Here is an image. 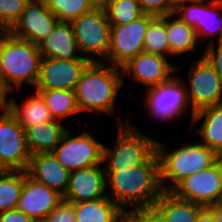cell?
Wrapping results in <instances>:
<instances>
[{
  "instance_id": "cell-37",
  "label": "cell",
  "mask_w": 222,
  "mask_h": 222,
  "mask_svg": "<svg viewBox=\"0 0 222 222\" xmlns=\"http://www.w3.org/2000/svg\"><path fill=\"white\" fill-rule=\"evenodd\" d=\"M0 222H37L20 210L12 209L0 213Z\"/></svg>"
},
{
  "instance_id": "cell-34",
  "label": "cell",
  "mask_w": 222,
  "mask_h": 222,
  "mask_svg": "<svg viewBox=\"0 0 222 222\" xmlns=\"http://www.w3.org/2000/svg\"><path fill=\"white\" fill-rule=\"evenodd\" d=\"M42 222H76L74 203L62 200Z\"/></svg>"
},
{
  "instance_id": "cell-20",
  "label": "cell",
  "mask_w": 222,
  "mask_h": 222,
  "mask_svg": "<svg viewBox=\"0 0 222 222\" xmlns=\"http://www.w3.org/2000/svg\"><path fill=\"white\" fill-rule=\"evenodd\" d=\"M42 58L87 59L78 49L71 22L59 21L52 34L38 44Z\"/></svg>"
},
{
  "instance_id": "cell-15",
  "label": "cell",
  "mask_w": 222,
  "mask_h": 222,
  "mask_svg": "<svg viewBox=\"0 0 222 222\" xmlns=\"http://www.w3.org/2000/svg\"><path fill=\"white\" fill-rule=\"evenodd\" d=\"M170 192L175 196L208 207L222 199V179L217 163L180 181Z\"/></svg>"
},
{
  "instance_id": "cell-27",
  "label": "cell",
  "mask_w": 222,
  "mask_h": 222,
  "mask_svg": "<svg viewBox=\"0 0 222 222\" xmlns=\"http://www.w3.org/2000/svg\"><path fill=\"white\" fill-rule=\"evenodd\" d=\"M34 91L41 96L54 119L64 122L69 117L80 114L73 90L34 89Z\"/></svg>"
},
{
  "instance_id": "cell-13",
  "label": "cell",
  "mask_w": 222,
  "mask_h": 222,
  "mask_svg": "<svg viewBox=\"0 0 222 222\" xmlns=\"http://www.w3.org/2000/svg\"><path fill=\"white\" fill-rule=\"evenodd\" d=\"M169 59L171 58L141 52L121 67L123 87L126 85L124 78L127 76L138 83L137 85H144L142 87L145 90L168 82L177 74V65L170 63Z\"/></svg>"
},
{
  "instance_id": "cell-38",
  "label": "cell",
  "mask_w": 222,
  "mask_h": 222,
  "mask_svg": "<svg viewBox=\"0 0 222 222\" xmlns=\"http://www.w3.org/2000/svg\"><path fill=\"white\" fill-rule=\"evenodd\" d=\"M213 214L216 222H222V199L207 207Z\"/></svg>"
},
{
  "instance_id": "cell-26",
  "label": "cell",
  "mask_w": 222,
  "mask_h": 222,
  "mask_svg": "<svg viewBox=\"0 0 222 222\" xmlns=\"http://www.w3.org/2000/svg\"><path fill=\"white\" fill-rule=\"evenodd\" d=\"M76 222H124L125 212L109 196L74 203Z\"/></svg>"
},
{
  "instance_id": "cell-6",
  "label": "cell",
  "mask_w": 222,
  "mask_h": 222,
  "mask_svg": "<svg viewBox=\"0 0 222 222\" xmlns=\"http://www.w3.org/2000/svg\"><path fill=\"white\" fill-rule=\"evenodd\" d=\"M181 69L183 68L177 65V74L171 80L143 91L142 103L146 114L160 124H172L171 122L178 121L185 113L187 116L188 111L190 122L194 116V112L190 110L185 84L178 75Z\"/></svg>"
},
{
  "instance_id": "cell-41",
  "label": "cell",
  "mask_w": 222,
  "mask_h": 222,
  "mask_svg": "<svg viewBox=\"0 0 222 222\" xmlns=\"http://www.w3.org/2000/svg\"><path fill=\"white\" fill-rule=\"evenodd\" d=\"M216 163L220 172V177L222 179V153L217 155Z\"/></svg>"
},
{
  "instance_id": "cell-35",
  "label": "cell",
  "mask_w": 222,
  "mask_h": 222,
  "mask_svg": "<svg viewBox=\"0 0 222 222\" xmlns=\"http://www.w3.org/2000/svg\"><path fill=\"white\" fill-rule=\"evenodd\" d=\"M124 222H165L163 218L153 209H135L125 212Z\"/></svg>"
},
{
  "instance_id": "cell-23",
  "label": "cell",
  "mask_w": 222,
  "mask_h": 222,
  "mask_svg": "<svg viewBox=\"0 0 222 222\" xmlns=\"http://www.w3.org/2000/svg\"><path fill=\"white\" fill-rule=\"evenodd\" d=\"M165 25L169 43V58L172 56L182 58V55L184 58L185 54L190 56L191 53L200 54L199 57L203 56V50L199 48L201 44L193 27L188 26L174 13L165 15Z\"/></svg>"
},
{
  "instance_id": "cell-9",
  "label": "cell",
  "mask_w": 222,
  "mask_h": 222,
  "mask_svg": "<svg viewBox=\"0 0 222 222\" xmlns=\"http://www.w3.org/2000/svg\"><path fill=\"white\" fill-rule=\"evenodd\" d=\"M87 128L73 134L68 129L62 136L60 143L52 151L56 159L69 172L89 166L103 164V146Z\"/></svg>"
},
{
  "instance_id": "cell-28",
  "label": "cell",
  "mask_w": 222,
  "mask_h": 222,
  "mask_svg": "<svg viewBox=\"0 0 222 222\" xmlns=\"http://www.w3.org/2000/svg\"><path fill=\"white\" fill-rule=\"evenodd\" d=\"M24 182V171L0 170V213L16 209Z\"/></svg>"
},
{
  "instance_id": "cell-29",
  "label": "cell",
  "mask_w": 222,
  "mask_h": 222,
  "mask_svg": "<svg viewBox=\"0 0 222 222\" xmlns=\"http://www.w3.org/2000/svg\"><path fill=\"white\" fill-rule=\"evenodd\" d=\"M105 11L111 26L126 25L144 15L137 0H107Z\"/></svg>"
},
{
  "instance_id": "cell-19",
  "label": "cell",
  "mask_w": 222,
  "mask_h": 222,
  "mask_svg": "<svg viewBox=\"0 0 222 222\" xmlns=\"http://www.w3.org/2000/svg\"><path fill=\"white\" fill-rule=\"evenodd\" d=\"M26 172L34 181L45 184L62 196L66 194L70 172L63 167L52 152L31 155Z\"/></svg>"
},
{
  "instance_id": "cell-11",
  "label": "cell",
  "mask_w": 222,
  "mask_h": 222,
  "mask_svg": "<svg viewBox=\"0 0 222 222\" xmlns=\"http://www.w3.org/2000/svg\"><path fill=\"white\" fill-rule=\"evenodd\" d=\"M174 14L193 27L199 42L207 40L206 45L222 42V3L215 0L183 2ZM217 36V37H216Z\"/></svg>"
},
{
  "instance_id": "cell-1",
  "label": "cell",
  "mask_w": 222,
  "mask_h": 222,
  "mask_svg": "<svg viewBox=\"0 0 222 222\" xmlns=\"http://www.w3.org/2000/svg\"><path fill=\"white\" fill-rule=\"evenodd\" d=\"M105 174L107 196L124 212L152 208L163 192L157 151L139 166L125 170H105Z\"/></svg>"
},
{
  "instance_id": "cell-4",
  "label": "cell",
  "mask_w": 222,
  "mask_h": 222,
  "mask_svg": "<svg viewBox=\"0 0 222 222\" xmlns=\"http://www.w3.org/2000/svg\"><path fill=\"white\" fill-rule=\"evenodd\" d=\"M196 141H188L171 150L167 148V143L157 138L156 151L160 160V184L163 191H171L184 178L216 163L218 154Z\"/></svg>"
},
{
  "instance_id": "cell-7",
  "label": "cell",
  "mask_w": 222,
  "mask_h": 222,
  "mask_svg": "<svg viewBox=\"0 0 222 222\" xmlns=\"http://www.w3.org/2000/svg\"><path fill=\"white\" fill-rule=\"evenodd\" d=\"M71 24L81 55L90 62H104L108 56L111 29L105 8H92L73 19Z\"/></svg>"
},
{
  "instance_id": "cell-39",
  "label": "cell",
  "mask_w": 222,
  "mask_h": 222,
  "mask_svg": "<svg viewBox=\"0 0 222 222\" xmlns=\"http://www.w3.org/2000/svg\"><path fill=\"white\" fill-rule=\"evenodd\" d=\"M195 222H216L211 211L205 207L197 216Z\"/></svg>"
},
{
  "instance_id": "cell-8",
  "label": "cell",
  "mask_w": 222,
  "mask_h": 222,
  "mask_svg": "<svg viewBox=\"0 0 222 222\" xmlns=\"http://www.w3.org/2000/svg\"><path fill=\"white\" fill-rule=\"evenodd\" d=\"M188 67V82L179 77L185 84L191 110L195 113L222 104V80L210 63L202 56L194 59Z\"/></svg>"
},
{
  "instance_id": "cell-22",
  "label": "cell",
  "mask_w": 222,
  "mask_h": 222,
  "mask_svg": "<svg viewBox=\"0 0 222 222\" xmlns=\"http://www.w3.org/2000/svg\"><path fill=\"white\" fill-rule=\"evenodd\" d=\"M32 91L33 92L28 94L29 96H24L21 103H18L15 95L13 96L11 93L3 97L2 100V103L15 116L16 120L24 130L27 127L34 126L38 123L54 120L41 96L36 91Z\"/></svg>"
},
{
  "instance_id": "cell-5",
  "label": "cell",
  "mask_w": 222,
  "mask_h": 222,
  "mask_svg": "<svg viewBox=\"0 0 222 222\" xmlns=\"http://www.w3.org/2000/svg\"><path fill=\"white\" fill-rule=\"evenodd\" d=\"M116 126L114 145L103 146L105 170H125L139 166L156 151L157 139L142 133L134 123Z\"/></svg>"
},
{
  "instance_id": "cell-24",
  "label": "cell",
  "mask_w": 222,
  "mask_h": 222,
  "mask_svg": "<svg viewBox=\"0 0 222 222\" xmlns=\"http://www.w3.org/2000/svg\"><path fill=\"white\" fill-rule=\"evenodd\" d=\"M65 126L66 123L64 125L62 121L54 119L27 127L25 137L31 155L52 152L69 129Z\"/></svg>"
},
{
  "instance_id": "cell-12",
  "label": "cell",
  "mask_w": 222,
  "mask_h": 222,
  "mask_svg": "<svg viewBox=\"0 0 222 222\" xmlns=\"http://www.w3.org/2000/svg\"><path fill=\"white\" fill-rule=\"evenodd\" d=\"M155 16L144 14L141 18L122 26H111L110 46L104 61L121 68L130 59L144 52V35Z\"/></svg>"
},
{
  "instance_id": "cell-43",
  "label": "cell",
  "mask_w": 222,
  "mask_h": 222,
  "mask_svg": "<svg viewBox=\"0 0 222 222\" xmlns=\"http://www.w3.org/2000/svg\"><path fill=\"white\" fill-rule=\"evenodd\" d=\"M8 31L5 27L0 23V39L7 33Z\"/></svg>"
},
{
  "instance_id": "cell-25",
  "label": "cell",
  "mask_w": 222,
  "mask_h": 222,
  "mask_svg": "<svg viewBox=\"0 0 222 222\" xmlns=\"http://www.w3.org/2000/svg\"><path fill=\"white\" fill-rule=\"evenodd\" d=\"M152 208L165 222H195L205 207L181 199L170 191H163Z\"/></svg>"
},
{
  "instance_id": "cell-21",
  "label": "cell",
  "mask_w": 222,
  "mask_h": 222,
  "mask_svg": "<svg viewBox=\"0 0 222 222\" xmlns=\"http://www.w3.org/2000/svg\"><path fill=\"white\" fill-rule=\"evenodd\" d=\"M193 126H197V128L193 130ZM188 130L194 136H199L202 140H199L201 144L212 149L217 154L222 153V104L195 112Z\"/></svg>"
},
{
  "instance_id": "cell-40",
  "label": "cell",
  "mask_w": 222,
  "mask_h": 222,
  "mask_svg": "<svg viewBox=\"0 0 222 222\" xmlns=\"http://www.w3.org/2000/svg\"><path fill=\"white\" fill-rule=\"evenodd\" d=\"M92 8H105L107 0H86Z\"/></svg>"
},
{
  "instance_id": "cell-44",
  "label": "cell",
  "mask_w": 222,
  "mask_h": 222,
  "mask_svg": "<svg viewBox=\"0 0 222 222\" xmlns=\"http://www.w3.org/2000/svg\"><path fill=\"white\" fill-rule=\"evenodd\" d=\"M191 1H201V0H181V4H182L183 2H191Z\"/></svg>"
},
{
  "instance_id": "cell-31",
  "label": "cell",
  "mask_w": 222,
  "mask_h": 222,
  "mask_svg": "<svg viewBox=\"0 0 222 222\" xmlns=\"http://www.w3.org/2000/svg\"><path fill=\"white\" fill-rule=\"evenodd\" d=\"M59 21L71 22L92 9L86 0H43Z\"/></svg>"
},
{
  "instance_id": "cell-16",
  "label": "cell",
  "mask_w": 222,
  "mask_h": 222,
  "mask_svg": "<svg viewBox=\"0 0 222 222\" xmlns=\"http://www.w3.org/2000/svg\"><path fill=\"white\" fill-rule=\"evenodd\" d=\"M88 59L62 60L42 58L40 73L34 89L75 90Z\"/></svg>"
},
{
  "instance_id": "cell-42",
  "label": "cell",
  "mask_w": 222,
  "mask_h": 222,
  "mask_svg": "<svg viewBox=\"0 0 222 222\" xmlns=\"http://www.w3.org/2000/svg\"><path fill=\"white\" fill-rule=\"evenodd\" d=\"M168 3L176 9L179 5H181V0H168Z\"/></svg>"
},
{
  "instance_id": "cell-2",
  "label": "cell",
  "mask_w": 222,
  "mask_h": 222,
  "mask_svg": "<svg viewBox=\"0 0 222 222\" xmlns=\"http://www.w3.org/2000/svg\"><path fill=\"white\" fill-rule=\"evenodd\" d=\"M123 89L122 70L105 62H90L75 87L80 113L87 112L113 116L116 125L130 122V117L117 116V97ZM115 116V117H114Z\"/></svg>"
},
{
  "instance_id": "cell-10",
  "label": "cell",
  "mask_w": 222,
  "mask_h": 222,
  "mask_svg": "<svg viewBox=\"0 0 222 222\" xmlns=\"http://www.w3.org/2000/svg\"><path fill=\"white\" fill-rule=\"evenodd\" d=\"M31 153L25 130L8 108L0 103V170L26 171Z\"/></svg>"
},
{
  "instance_id": "cell-17",
  "label": "cell",
  "mask_w": 222,
  "mask_h": 222,
  "mask_svg": "<svg viewBox=\"0 0 222 222\" xmlns=\"http://www.w3.org/2000/svg\"><path fill=\"white\" fill-rule=\"evenodd\" d=\"M63 200V196L45 184L34 181L24 171V182L17 209L42 222Z\"/></svg>"
},
{
  "instance_id": "cell-30",
  "label": "cell",
  "mask_w": 222,
  "mask_h": 222,
  "mask_svg": "<svg viewBox=\"0 0 222 222\" xmlns=\"http://www.w3.org/2000/svg\"><path fill=\"white\" fill-rule=\"evenodd\" d=\"M144 52L169 57V43L165 25V15L155 16L144 35Z\"/></svg>"
},
{
  "instance_id": "cell-3",
  "label": "cell",
  "mask_w": 222,
  "mask_h": 222,
  "mask_svg": "<svg viewBox=\"0 0 222 222\" xmlns=\"http://www.w3.org/2000/svg\"><path fill=\"white\" fill-rule=\"evenodd\" d=\"M41 60L38 45L14 37L9 32L0 39V103L9 93H22L26 85L28 91L34 89Z\"/></svg>"
},
{
  "instance_id": "cell-18",
  "label": "cell",
  "mask_w": 222,
  "mask_h": 222,
  "mask_svg": "<svg viewBox=\"0 0 222 222\" xmlns=\"http://www.w3.org/2000/svg\"><path fill=\"white\" fill-rule=\"evenodd\" d=\"M107 197L104 165H95L70 172L69 185L63 200L79 203Z\"/></svg>"
},
{
  "instance_id": "cell-32",
  "label": "cell",
  "mask_w": 222,
  "mask_h": 222,
  "mask_svg": "<svg viewBox=\"0 0 222 222\" xmlns=\"http://www.w3.org/2000/svg\"><path fill=\"white\" fill-rule=\"evenodd\" d=\"M29 0H0V23L8 31L19 19Z\"/></svg>"
},
{
  "instance_id": "cell-14",
  "label": "cell",
  "mask_w": 222,
  "mask_h": 222,
  "mask_svg": "<svg viewBox=\"0 0 222 222\" xmlns=\"http://www.w3.org/2000/svg\"><path fill=\"white\" fill-rule=\"evenodd\" d=\"M58 18L43 0H29L15 24L8 30L14 37L38 45L52 34Z\"/></svg>"
},
{
  "instance_id": "cell-33",
  "label": "cell",
  "mask_w": 222,
  "mask_h": 222,
  "mask_svg": "<svg viewBox=\"0 0 222 222\" xmlns=\"http://www.w3.org/2000/svg\"><path fill=\"white\" fill-rule=\"evenodd\" d=\"M142 12L152 16H164L174 13L175 9L168 0H137Z\"/></svg>"
},
{
  "instance_id": "cell-36",
  "label": "cell",
  "mask_w": 222,
  "mask_h": 222,
  "mask_svg": "<svg viewBox=\"0 0 222 222\" xmlns=\"http://www.w3.org/2000/svg\"><path fill=\"white\" fill-rule=\"evenodd\" d=\"M203 57L210 63L222 80V42L207 45L203 50Z\"/></svg>"
}]
</instances>
